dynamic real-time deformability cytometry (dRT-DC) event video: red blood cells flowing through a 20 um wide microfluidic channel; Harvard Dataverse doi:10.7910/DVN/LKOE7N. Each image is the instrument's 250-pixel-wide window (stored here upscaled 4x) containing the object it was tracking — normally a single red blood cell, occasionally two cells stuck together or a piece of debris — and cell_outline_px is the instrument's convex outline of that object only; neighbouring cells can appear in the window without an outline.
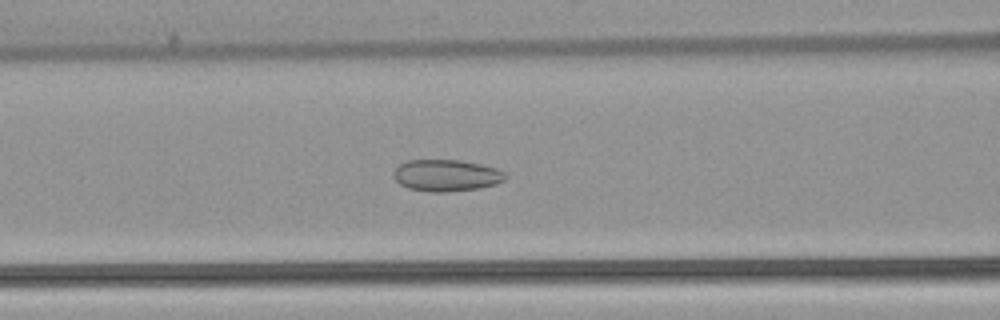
{"species": "common noctule bat (a hibernating species)", "species_latin": "Nyctalus noctula", "temperature_condition": "warm", "stored_images_in_passage": 42, "camera_frame_rate_fps": 3000, "um_per_image_px": 0.085, "animal": {"sex": "female", "body_mass_g": 22.7, "forearm_length_mm": 54.2}, "frame": {"image": 1, "passage_image": 11, "time_ms": 3.333, "image_size_px": [1000, 320], "cell_outline_px": [[508, 176], [504, 180], [496, 184], [480, 188], [448, 192], [432, 192], [408, 188], [400, 184], [392, 176], [392, 172], [400, 164], [408, 160], [460, 160], [480, 164], [496, 168], [504, 172]], "centroid_in_image_um": [37.94, 14.91], "position_along_channel_um": 128.7, "area_um2": 20.75}}
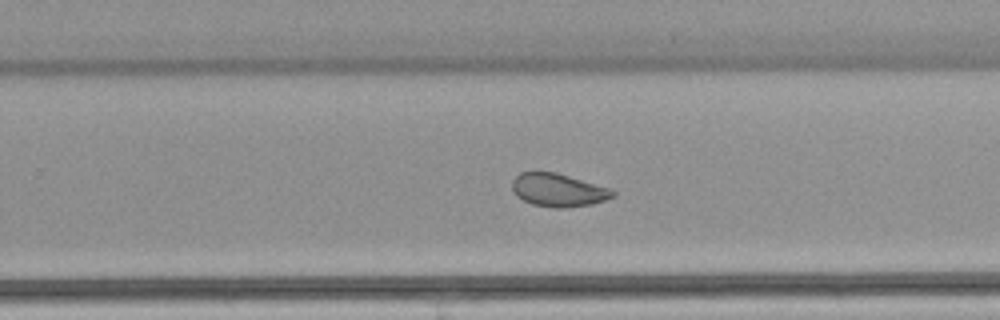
{"frame": {"image": 2, "passage_image": 23, "time_ms": 7.333, "image_size_px": [1000, 320], "cell_outline_px": [[616, 196], [592, 204], [564, 208], [556, 208], [532, 204], [516, 196], [512, 188], [512, 180], [520, 172], [556, 172], [612, 188], [616, 192]], "centroid_in_image_um": [47.48, 16.15], "position_along_channel_um": 282.3, "area_um2": 19.54}}
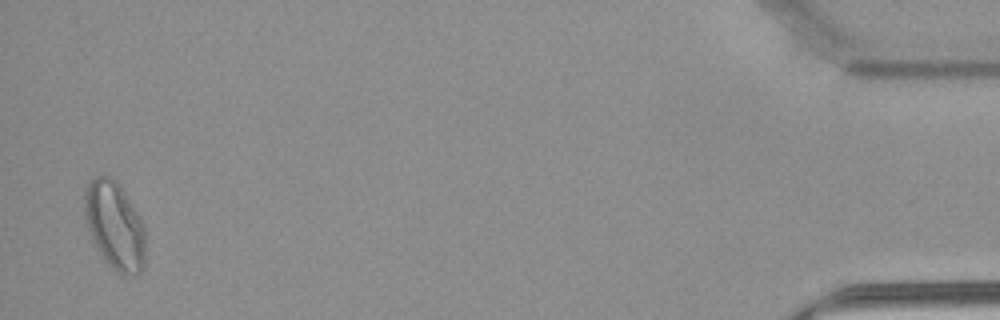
{"frame": {"image": 3, "passage_image": 41, "time_ms": 13.333, "image_size_px": [1000, 320], "cell_outline_px": [[144, 268], [140, 272], [116, 272], [100, 256], [88, 232], [84, 220], [84, 192], [88, 184], [96, 176], [112, 176], [120, 184], [144, 224]], "centroid_in_image_um": [9.71, 19.13], "position_along_channel_um": 425.5, "area_um2": 31.21}, "authors_computed_cell_mechanics": {"area_um2": 21.386, "velocity_mm_per_s": 3.8608, "shape_relaxation_time_tau1_ms": null, "shape_relaxation_time_tau2_ms": 1.7982, "deformation_change_tau1": null, "deformation_change_tau2": 0.0748}}